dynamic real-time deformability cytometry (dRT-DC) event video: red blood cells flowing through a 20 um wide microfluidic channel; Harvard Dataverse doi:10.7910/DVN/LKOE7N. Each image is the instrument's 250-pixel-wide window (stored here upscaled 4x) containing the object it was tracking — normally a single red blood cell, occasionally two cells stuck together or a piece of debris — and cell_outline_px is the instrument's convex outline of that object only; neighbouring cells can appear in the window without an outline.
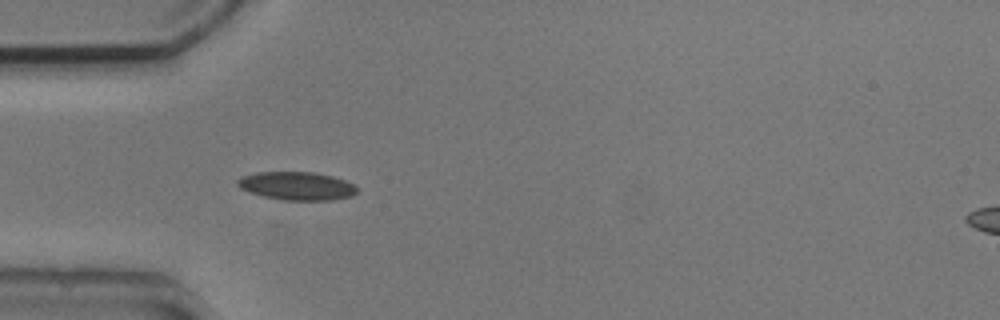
{"species": "common noctule bat (a hibernating species)", "species_latin": "Nyctalus noctula", "temperature_condition": "cold", "stored_images_in_passage": 40, "camera_frame_rate_fps": 3000, "um_per_image_px": 0.085, "animal": {"sex": "male", "body_mass_g": 20.5, "forearm_length_mm": 52.5}, "frame": {"image": 1, "passage_image": 7, "time_ms": 2.0, "image_size_px": [1000, 320], "cell_outline_px": [[356, 192], [352, 196], [332, 200], [280, 200], [264, 196], [240, 188], [236, 184], [236, 180], [244, 176], [256, 172], [312, 172], [332, 176], [344, 180], [352, 184], [356, 188]], "centroid_in_image_um": [25.22, 15.8], "position_along_channel_um": 59.8, "area_um2": 19.48}}
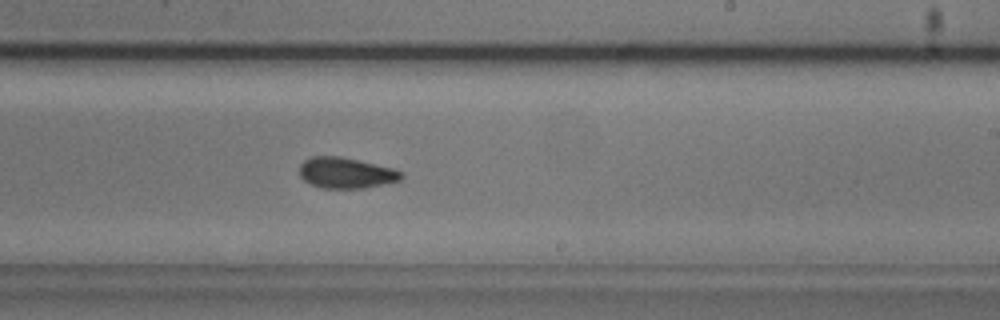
{"frame": {"image": 2, "passage_image": 23, "time_ms": 7.333, "image_size_px": [1000, 320], "cell_outline_px": [[404, 176], [400, 180], [364, 188], [320, 188], [304, 180], [300, 176], [300, 164], [304, 160], [312, 156], [340, 156], [396, 168], [404, 172]], "centroid_in_image_um": [29.44, 14.68], "position_along_channel_um": 259.6, "area_um2": 18.44}, "authors_computed_cell_mechanics": {"area_um2": 18.6983, "velocity_mm_per_s": 3.7811, "shape_relaxation_time_tau1_ms": 6.0803, "shape_relaxation_time_tau2_ms": 2.7705, "deformation_change_tau1": 0.122, "deformation_change_tau2": 0.0649}}